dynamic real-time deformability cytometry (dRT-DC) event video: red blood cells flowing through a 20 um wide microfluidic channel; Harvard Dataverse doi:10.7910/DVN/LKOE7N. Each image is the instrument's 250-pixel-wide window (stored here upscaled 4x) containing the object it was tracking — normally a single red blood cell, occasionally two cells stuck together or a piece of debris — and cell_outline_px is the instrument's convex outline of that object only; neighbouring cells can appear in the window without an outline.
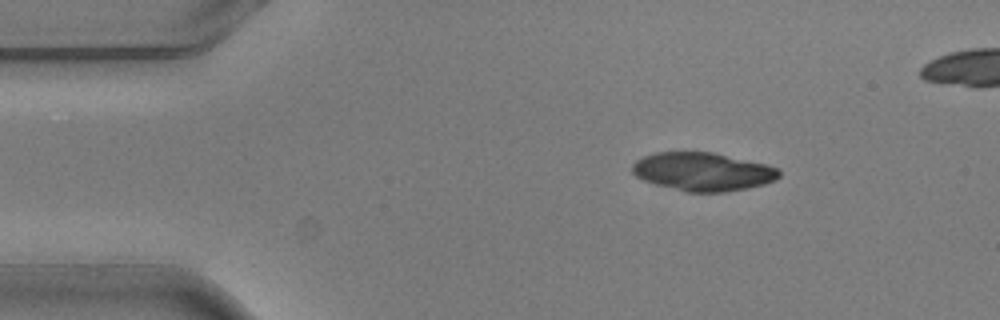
{"species": "common noctule bat (a hibernating species)", "species_latin": "Nyctalus noctula", "temperature_condition": "warm", "stored_images_in_passage": 4, "camera_frame_rate_fps": 3000, "um_per_image_px": 0.085, "animal": {"sex": "male", "body_mass_g": 20.5, "forearm_length_mm": 52.5}, "frame": {"image": 1, "passage_image": 1, "time_ms": 0.0, "image_size_px": [1000, 320], "cell_outline_px": [[780, 176], [776, 180], [764, 184], [748, 188], [728, 192], [688, 192], [656, 184], [644, 180], [636, 176], [632, 172], [632, 164], [636, 160], [644, 156], [656, 152], [712, 152], [768, 164], [780, 168]], "centroid_in_image_um": [59.78, 14.59], "position_along_channel_um": 25.2, "area_um2": 32.95}}